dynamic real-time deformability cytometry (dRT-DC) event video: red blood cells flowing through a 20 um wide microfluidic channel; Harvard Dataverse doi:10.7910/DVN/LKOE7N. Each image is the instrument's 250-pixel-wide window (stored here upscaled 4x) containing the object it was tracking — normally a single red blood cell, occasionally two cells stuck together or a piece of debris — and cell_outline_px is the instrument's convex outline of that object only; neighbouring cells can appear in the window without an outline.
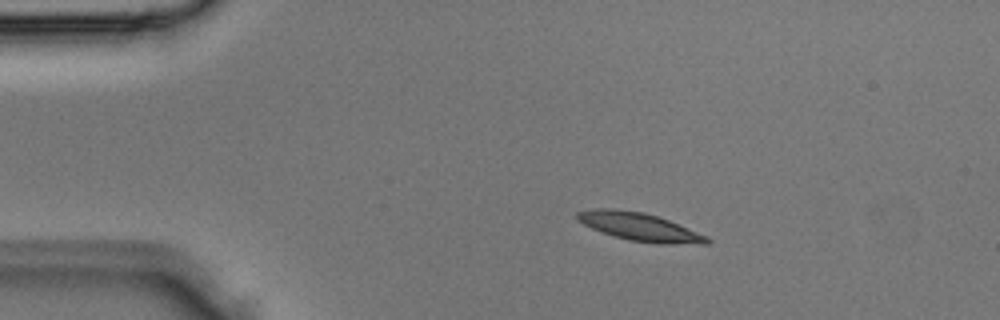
{"species": "Egyptian fruit bat (a non-hibernating species)", "species_latin": "Rousettus aegyptiacus", "temperature_condition": "room temperature", "stored_images_in_passage": 4, "segment_of_instrument_passage": [1, 2], "camera_frame_rate_fps": 3000, "um_per_image_px": 0.085, "animal": {"sex": "male"}, "frame": {"image": 1, "passage_image": 2, "time_ms": 0.333, "image_size_px": [1000, 320], "cell_outline_px": [[712, 240], [708, 244], [660, 244], [628, 240], [592, 228], [576, 220], [576, 212], [596, 208], [612, 208], [644, 212], [668, 220], [708, 236]], "centroid_in_image_um": [54.39, 19.28], "position_along_channel_um": 30.6, "area_um2": 21.15}}